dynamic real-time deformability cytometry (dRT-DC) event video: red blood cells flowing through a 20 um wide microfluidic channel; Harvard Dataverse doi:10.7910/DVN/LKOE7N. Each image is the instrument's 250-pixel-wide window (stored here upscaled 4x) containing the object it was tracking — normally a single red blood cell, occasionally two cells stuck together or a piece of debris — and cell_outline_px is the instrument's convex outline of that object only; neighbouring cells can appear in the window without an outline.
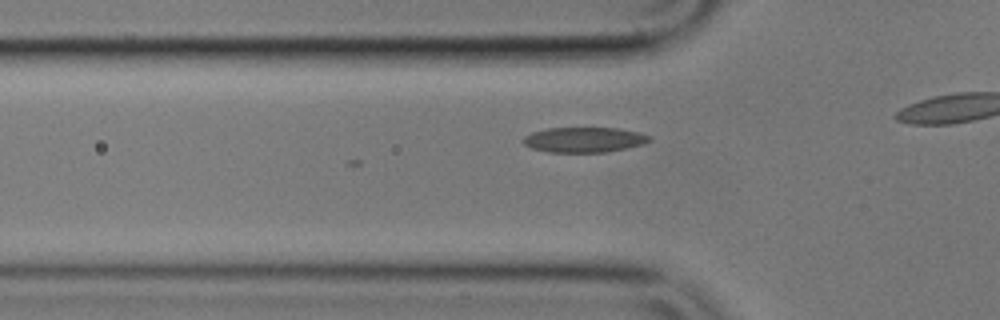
{"species": "common noctule bat (a hibernating species)", "species_latin": "Nyctalus noctula", "temperature_condition": "cold", "stored_images_in_passage": 14, "camera_frame_rate_fps": 3000, "um_per_image_px": 0.085, "animal": {"sex": "male", "body_mass_g": 17.9}, "frame": {"image": 1, "passage_image": 3, "time_ms": 0.667, "image_size_px": [1000, 320], "cell_outline_px": [[652, 140], [644, 144], [608, 152], [548, 152], [532, 148], [524, 144], [520, 140], [524, 136], [532, 132], [548, 128], [616, 128], [636, 132], [652, 136]], "centroid_in_image_um": [49.64, 11.88], "position_along_channel_um": 76.2, "area_um2": 18.55}}
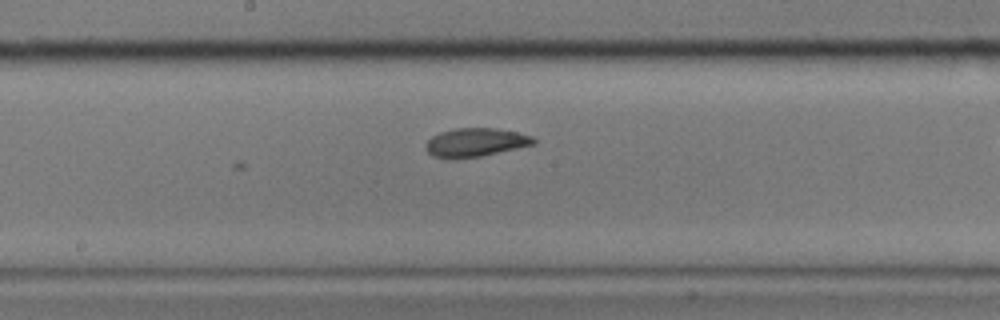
{"frame": {"image": 2, "passage_image": 14, "time_ms": 4.333, "image_size_px": [1000, 320], "cell_outline_px": [[536, 144], [480, 156], [448, 160], [432, 156], [428, 152], [424, 144], [432, 136], [440, 132], [456, 128], [496, 128], [516, 132], [532, 136], [536, 140]], "centroid_in_image_um": [40.38, 12.11], "position_along_channel_um": 207.8, "area_um2": 18.09}}